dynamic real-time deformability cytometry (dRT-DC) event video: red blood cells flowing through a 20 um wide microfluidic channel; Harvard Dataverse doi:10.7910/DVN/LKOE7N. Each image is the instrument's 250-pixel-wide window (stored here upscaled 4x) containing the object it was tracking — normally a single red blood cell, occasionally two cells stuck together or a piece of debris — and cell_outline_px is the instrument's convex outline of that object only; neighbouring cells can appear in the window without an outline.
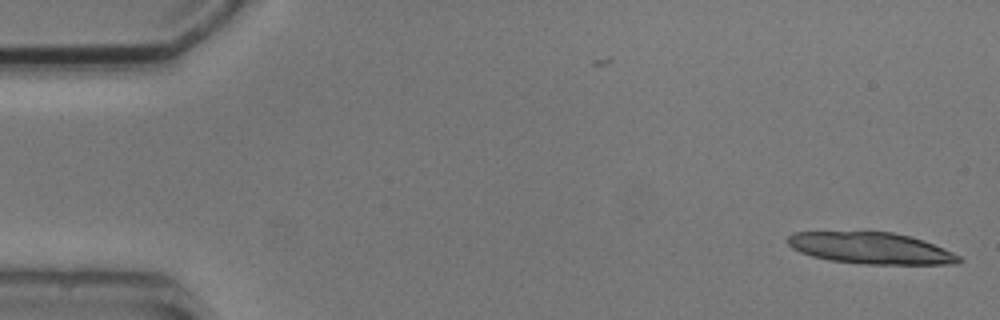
{"species": "common noctule bat (a hibernating species)", "species_latin": "Nyctalus noctula", "temperature_condition": "cold", "stored_images_in_passage": 2, "camera_frame_rate_fps": 3000, "um_per_image_px": 0.085, "animal": {"sex": "male", "body_mass_g": 20.5, "forearm_length_mm": 52.5}, "frame": {"image": 1, "passage_image": 2, "time_ms": 1.0, "image_size_px": [1000, 320], "cell_outline_px": [[964, 260], [960, 264], [864, 264], [828, 260], [812, 256], [800, 252], [792, 248], [788, 244], [788, 236], [792, 232], [892, 232], [912, 236], [924, 240], [944, 248], [960, 256]], "centroid_in_image_um": [74.07, 21.1], "position_along_channel_um": 10.9, "area_um2": 31.56}}